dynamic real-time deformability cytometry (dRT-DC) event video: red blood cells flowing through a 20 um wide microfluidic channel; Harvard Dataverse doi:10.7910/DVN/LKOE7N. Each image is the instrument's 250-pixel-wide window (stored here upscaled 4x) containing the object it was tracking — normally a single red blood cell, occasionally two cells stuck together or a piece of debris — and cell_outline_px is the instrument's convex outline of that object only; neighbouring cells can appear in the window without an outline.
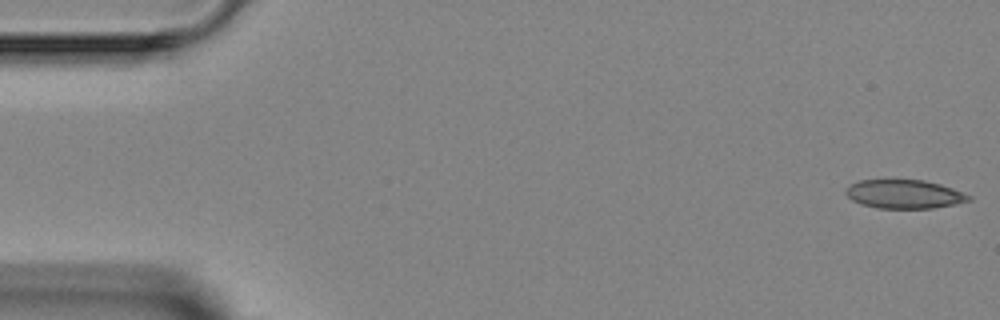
{"species": "Egyptian fruit bat (a non-hibernating species)", "species_latin": "Rousettus aegyptiacus", "temperature_condition": "room temperature", "stored_images_in_passage": 8, "camera_frame_rate_fps": 3000, "um_per_image_px": 0.085, "animal": {"sex": "female"}, "frame": {"image": 1, "passage_image": 1, "time_ms": 0.0, "image_size_px": [1000, 320], "cell_outline_px": [[972, 200], [956, 204], [932, 208], [876, 208], [860, 204], [852, 200], [844, 192], [852, 184], [860, 180], [924, 180], [940, 184], [952, 188], [972, 196]], "centroid_in_image_um": [76.89, 16.51], "position_along_channel_um": 8.1, "area_um2": 20.52}}
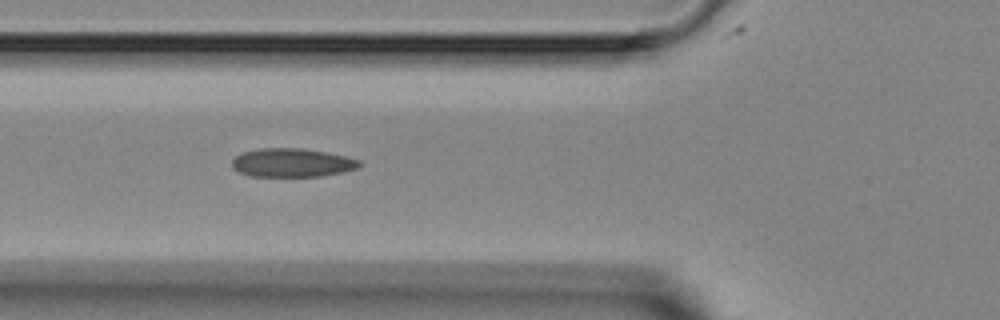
{"frame": {"image": 2, "passage_image": 5, "time_ms": 5.333, "image_size_px": [1000, 320], "cell_outline_px": [[364, 164], [356, 168], [344, 172], [320, 176], [252, 176], [240, 172], [232, 168], [232, 160], [240, 152], [260, 148], [300, 148], [328, 152], [348, 156], [360, 160]], "centroid_in_image_um": [24.85, 13.82], "position_along_channel_um": 100.9, "area_um2": 21.44}}
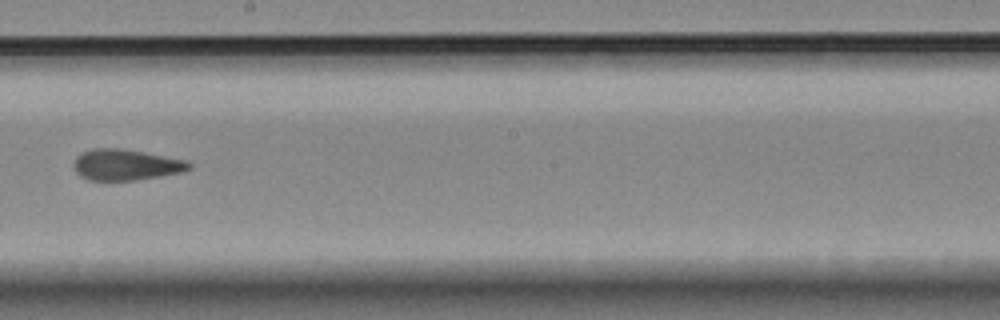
{"frame": {"image": 3, "passage_image": 8, "time_ms": 8.667, "image_size_px": [1000, 320], "cell_outline_px": [[192, 168], [180, 172], [160, 176], [136, 180], [88, 180], [80, 176], [76, 172], [72, 164], [76, 156], [80, 152], [92, 148], [120, 148], [144, 152], [188, 160], [192, 164]], "centroid_in_image_um": [10.67, 13.99], "position_along_channel_um": 237.5, "area_um2": 21.04}}